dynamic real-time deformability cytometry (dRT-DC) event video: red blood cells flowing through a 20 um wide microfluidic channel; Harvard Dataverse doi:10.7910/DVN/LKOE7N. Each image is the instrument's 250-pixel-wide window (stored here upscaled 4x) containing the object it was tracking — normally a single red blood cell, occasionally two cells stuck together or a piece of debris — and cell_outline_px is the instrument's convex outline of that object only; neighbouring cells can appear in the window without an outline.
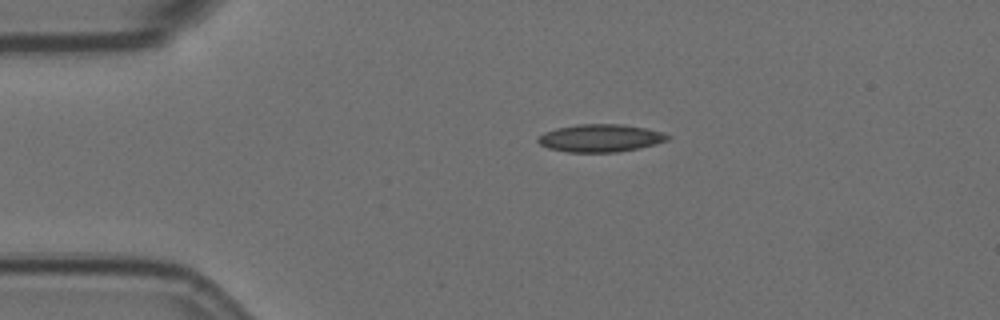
{"species": "Egyptian fruit bat (a non-hibernating species)", "species_latin": "Rousettus aegyptiacus", "temperature_condition": "room temperature", "stored_images_in_passage": 46, "camera_frame_rate_fps": 3000, "um_per_image_px": 0.085, "animal": {"sex": "female"}, "frame": {"image": 1, "passage_image": 1, "time_ms": 0.0, "image_size_px": [1000, 320], "cell_outline_px": [[672, 136], [668, 140], [656, 144], [640, 148], [616, 152], [568, 152], [548, 148], [540, 144], [536, 140], [544, 132], [556, 128], [580, 124], [624, 124], [664, 132]], "centroid_in_image_um": [51.06, 11.73], "position_along_channel_um": 33.9, "area_um2": 20.98}}
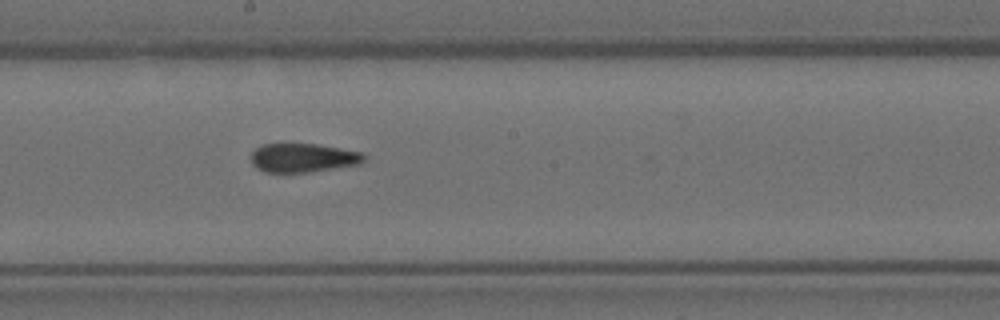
{"frame": {"image": 2, "passage_image": 20, "time_ms": 6.333, "image_size_px": [1000, 320], "cell_outline_px": [[368, 160], [360, 164], [308, 172], [264, 172], [256, 168], [252, 164], [248, 156], [260, 144], [316, 144], [364, 152], [368, 156]], "centroid_in_image_um": [25.77, 13.41], "position_along_channel_um": 222.4, "area_um2": 19.36}}
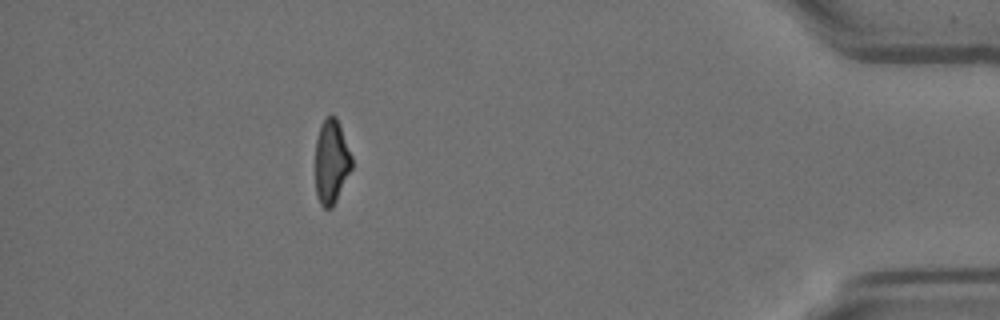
{"frame": {"image": 3, "passage_image": 40, "time_ms": 13.0, "image_size_px": [1000, 320], "cell_outline_px": [[352, 168], [332, 208], [324, 208], [320, 204], [316, 196], [316, 140], [320, 124], [328, 116], [336, 116], [352, 156]], "centroid_in_image_um": [28.16, 13.75], "position_along_channel_um": 407.0, "area_um2": 17.74}, "authors_computed_cell_mechanics": {"area_um2": 19.9121, "velocity_mm_per_s": 3.5781, "shape_relaxation_time_tau1_ms": null, "shape_relaxation_time_tau2_ms": 2.1801, "deformation_change_tau1": null, "deformation_change_tau2": 0.1064}}